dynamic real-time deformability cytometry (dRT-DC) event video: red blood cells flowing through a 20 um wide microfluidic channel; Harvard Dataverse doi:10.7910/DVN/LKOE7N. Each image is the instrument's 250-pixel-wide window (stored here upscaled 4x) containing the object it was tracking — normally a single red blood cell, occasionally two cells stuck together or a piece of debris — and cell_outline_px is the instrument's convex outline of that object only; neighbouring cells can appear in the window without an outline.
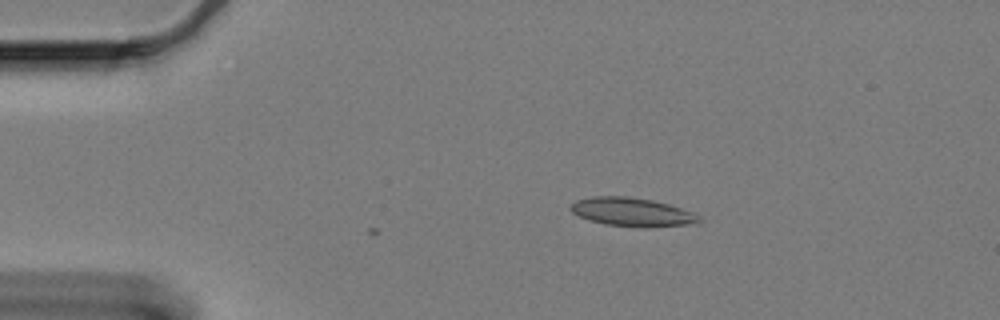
{"species": "Egyptian fruit bat (a non-hibernating species)", "species_latin": "Rousettus aegyptiacus", "temperature_condition": "cold", "stored_images_in_passage": 4, "camera_frame_rate_fps": 3000, "um_per_image_px": 0.085, "animal": {"sex": "female"}, "frame": {"image": 1, "passage_image": 1, "time_ms": 0.0, "image_size_px": [1000, 320], "cell_outline_px": [[704, 220], [684, 224], [608, 224], [592, 220], [580, 216], [572, 212], [568, 208], [576, 200], [592, 196], [628, 196], [652, 200], [668, 204], [696, 212]], "centroid_in_image_um": [53.69, 17.94], "position_along_channel_um": 31.3, "area_um2": 20.17}}